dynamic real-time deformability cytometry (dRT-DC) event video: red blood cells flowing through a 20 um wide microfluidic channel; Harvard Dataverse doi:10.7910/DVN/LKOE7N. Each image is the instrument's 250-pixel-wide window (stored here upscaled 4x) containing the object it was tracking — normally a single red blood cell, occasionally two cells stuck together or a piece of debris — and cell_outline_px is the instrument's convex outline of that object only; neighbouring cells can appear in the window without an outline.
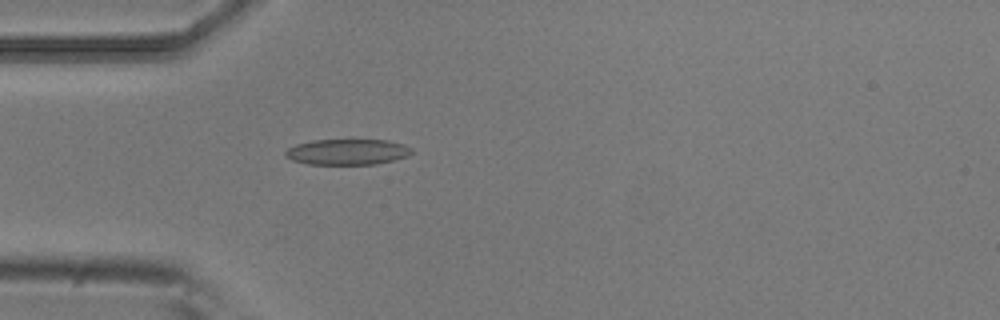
{"species": "common noctule bat (a hibernating species)", "species_latin": "Nyctalus noctula", "temperature_condition": "room temperature", "stored_images_in_passage": 4, "camera_frame_rate_fps": 3000, "um_per_image_px": 0.085, "animal": {"sex": "male", "body_mass_g": 20.5, "forearm_length_mm": 52.5}, "frame": {"image": 1, "passage_image": 4, "time_ms": 1.0, "image_size_px": [1000, 320], "cell_outline_px": [[412, 152], [408, 156], [376, 164], [308, 164], [292, 160], [284, 156], [284, 152], [288, 148], [296, 144], [312, 140], [388, 140], [404, 144], [412, 148]], "centroid_in_image_um": [29.51, 12.91], "position_along_channel_um": 55.5, "area_um2": 18.96}}